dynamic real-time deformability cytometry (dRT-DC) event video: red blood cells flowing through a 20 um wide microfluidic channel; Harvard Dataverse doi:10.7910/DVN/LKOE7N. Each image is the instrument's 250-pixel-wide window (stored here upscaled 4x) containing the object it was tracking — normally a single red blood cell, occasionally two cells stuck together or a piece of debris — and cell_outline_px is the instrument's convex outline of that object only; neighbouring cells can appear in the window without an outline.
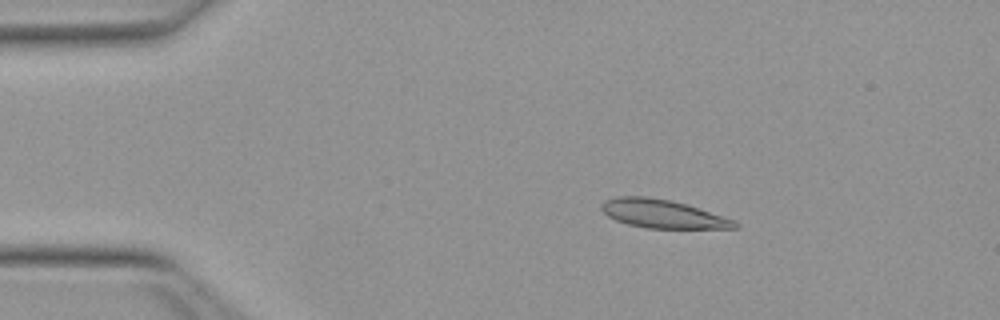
{"species": "Egyptian fruit bat (a non-hibernating species)", "species_latin": "Rousettus aegyptiacus", "temperature_condition": "warm", "stored_images_in_passage": 43, "camera_frame_rate_fps": 3000, "um_per_image_px": 0.085, "animal": {"sex": "female"}, "frame": {"image": 1, "passage_image": 1, "time_ms": 0.0, "image_size_px": [1000, 320], "cell_outline_px": [[740, 228], [648, 228], [628, 224], [616, 220], [608, 216], [600, 208], [600, 204], [604, 200], [616, 196], [648, 196], [688, 204], [736, 220], [740, 224]], "centroid_in_image_um": [56.34, 18.17], "position_along_channel_um": 28.7, "area_um2": 22.25}}
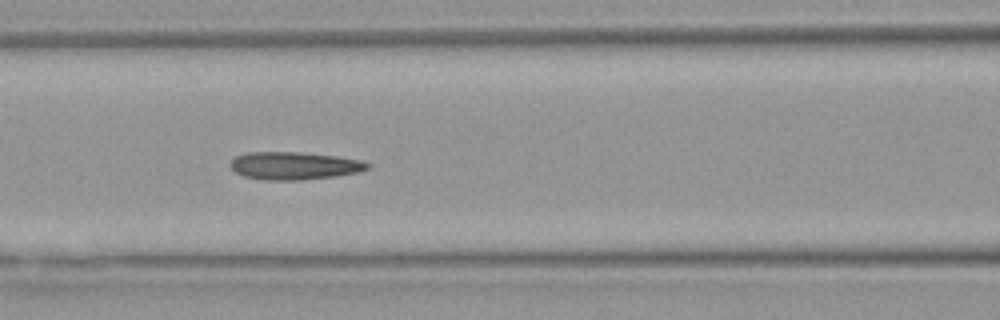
{"frame": {"image": 2, "passage_image": 14, "time_ms": 4.333, "image_size_px": [1000, 320], "cell_outline_px": [[372, 164], [368, 168], [360, 172], [336, 176], [300, 180], [264, 180], [244, 176], [236, 172], [228, 164], [236, 156], [248, 152], [300, 152], [336, 156], [360, 160]], "centroid_in_image_um": [25.02, 14.09], "position_along_channel_um": 141.6, "area_um2": 22.2}}
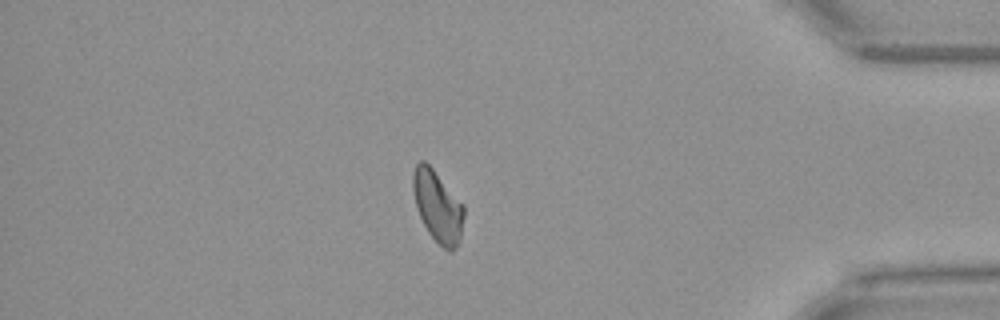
{"frame": {"image": 3, "passage_image": 36, "time_ms": 11.667, "image_size_px": [1000, 320], "cell_outline_px": [[464, 216], [460, 236], [456, 248], [452, 252], [448, 252], [428, 232], [416, 208], [412, 188], [412, 172], [416, 164], [420, 160], [424, 160], [432, 168], [464, 204]], "centroid_in_image_um": [37.19, 17.52], "position_along_channel_um": 398.0, "area_um2": 21.15}, "authors_computed_cell_mechanics": {"area_um2": 21.5594, "velocity_mm_per_s": 3.996, "shape_relaxation_time_tau1_ms": null, "shape_relaxation_time_tau2_ms": 4.7759, "deformation_change_tau1": null, "deformation_change_tau2": 0.1299}}